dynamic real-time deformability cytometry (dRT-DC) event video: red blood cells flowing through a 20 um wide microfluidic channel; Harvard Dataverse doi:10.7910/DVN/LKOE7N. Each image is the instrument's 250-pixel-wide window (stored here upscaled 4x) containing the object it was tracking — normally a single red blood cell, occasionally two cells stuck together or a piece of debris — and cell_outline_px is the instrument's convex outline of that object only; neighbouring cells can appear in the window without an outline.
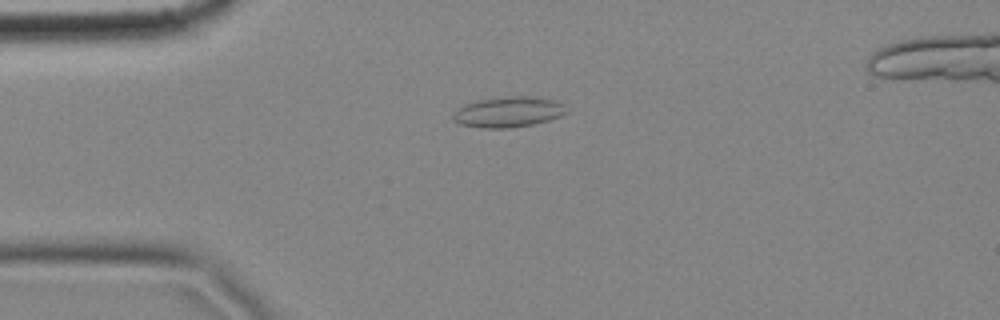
{"species": "common noctule bat (a hibernating species)", "species_latin": "Nyctalus noctula", "temperature_condition": "cold", "stored_images_in_passage": 3, "camera_frame_rate_fps": 3000, "um_per_image_px": 0.085, "animal": {"sex": "female", "body_mass_g": 18.4}, "frame": {"image": 1, "passage_image": 3, "time_ms": 0.667, "image_size_px": [1000, 320], "cell_outline_px": [[568, 112], [560, 116], [548, 120], [532, 124], [508, 128], [480, 128], [460, 124], [452, 120], [452, 116], [456, 108], [464, 104], [476, 100], [504, 96], [540, 96], [556, 100], [564, 104]], "centroid_in_image_um": [43.2, 9.5], "position_along_channel_um": 41.8, "area_um2": 20.58}}